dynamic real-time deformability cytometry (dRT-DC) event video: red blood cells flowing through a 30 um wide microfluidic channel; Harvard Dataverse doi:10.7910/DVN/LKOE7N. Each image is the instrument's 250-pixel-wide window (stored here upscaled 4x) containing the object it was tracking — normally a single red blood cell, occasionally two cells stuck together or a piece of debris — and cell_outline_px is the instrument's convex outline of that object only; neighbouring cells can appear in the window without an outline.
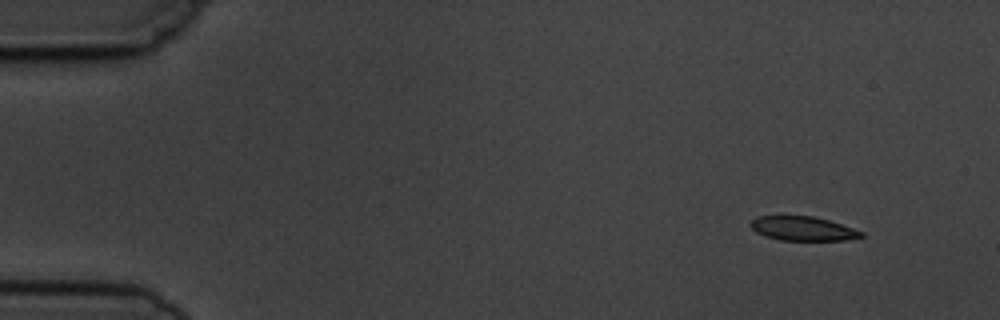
{"species": "common noctule bat (a hibernating species)", "species_latin": "Nyctalus noctula", "temperature_condition": "cold", "stored_images_in_passage": 5, "segment_of_instrument_passage": [1, 2], "camera_frame_rate_fps": 3000, "um_per_image_px": 0.085, "animal": {"sex": "male", "body_mass_g": 19.5, "forearm_length_mm": 54.6}, "frame": {"image": 1, "passage_image": 1, "time_ms": 0.0, "image_size_px": [1000, 320], "cell_outline_px": [[864, 236], [844, 240], [780, 240], [764, 236], [756, 232], [748, 224], [756, 216], [812, 216], [828, 220], [864, 232]], "centroid_in_image_um": [68.2, 19.43], "position_along_channel_um": 16.8, "area_um2": 15.49}}
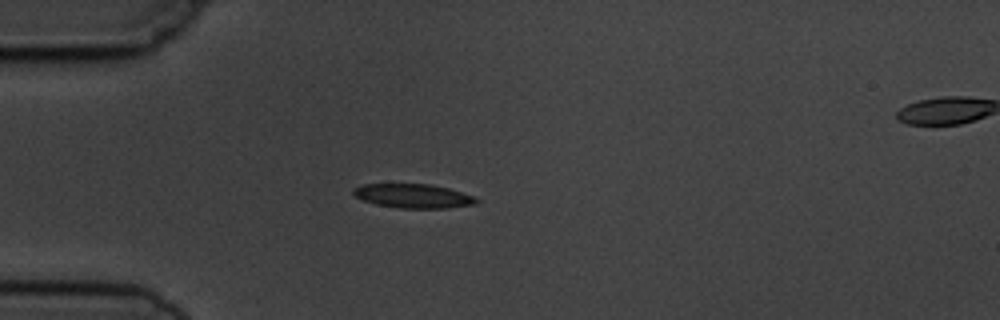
{"frame": {"image": 2, "passage_image": 4, "time_ms": 3.333, "image_size_px": [1000, 320], "cell_outline_px": [[480, 200], [476, 204], [448, 208], [400, 208], [376, 204], [364, 200], [356, 196], [352, 192], [352, 188], [364, 184], [428, 184], [448, 188], [476, 196]], "centroid_in_image_um": [35.17, 16.66], "position_along_channel_um": 49.8, "area_um2": 17.28}}